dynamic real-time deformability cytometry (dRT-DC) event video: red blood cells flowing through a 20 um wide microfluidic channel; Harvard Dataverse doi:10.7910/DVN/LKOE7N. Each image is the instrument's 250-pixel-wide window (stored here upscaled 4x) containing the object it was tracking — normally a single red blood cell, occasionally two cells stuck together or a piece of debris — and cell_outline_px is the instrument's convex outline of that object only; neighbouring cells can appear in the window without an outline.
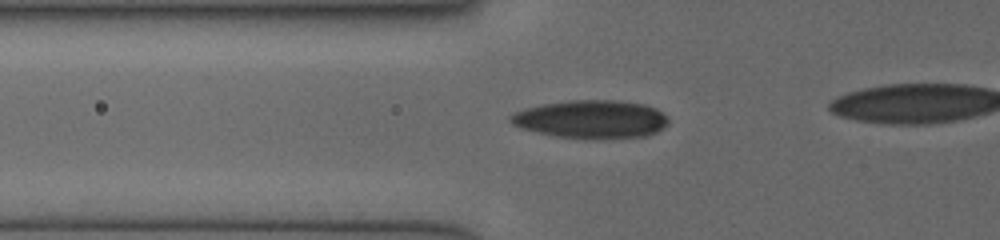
{"species": "human", "species_latin": "Homo sapiens", "temperature_condition": "cold", "stored_images_in_passage": 52, "camera_frame_rate_fps": 3000, "um_per_image_px": 0.085, "donor": {"sex": "female"}, "frame": {"image": 1, "passage_image": 3, "time_ms": 0.333, "image_size_px": [1000, 240], "cell_outline_px": [[668, 124], [664, 128], [656, 132], [644, 136], [556, 136], [536, 132], [520, 128], [512, 124], [508, 120], [508, 116], [524, 108], [544, 104], [568, 100], [612, 100], [644, 104], [656, 108], [668, 116]], "centroid_in_image_um": [50.23, 10.09], "position_along_channel_um": 75.6, "area_um2": 34.22}}
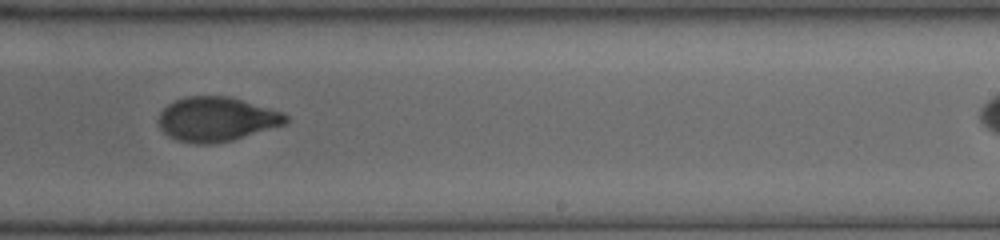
{"frame": {"image": 2, "passage_image": 30, "time_ms": 5.0, "image_size_px": [1000, 240], "cell_outline_px": [[288, 120], [284, 124], [232, 140], [212, 144], [196, 144], [176, 140], [168, 136], [160, 128], [156, 120], [160, 112], [168, 104], [176, 100], [188, 96], [228, 96], [280, 112], [288, 116]], "centroid_in_image_um": [18.33, 10.14], "position_along_channel_um": 270.7, "area_um2": 32.6}}
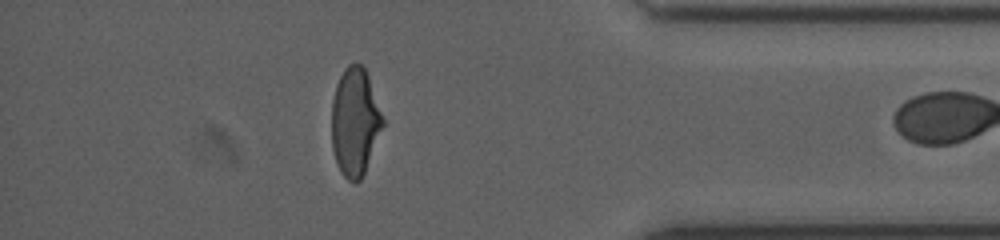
{"frame": {"image": 3, "passage_image": 50, "time_ms": 8.667, "image_size_px": [1000, 240], "cell_outline_px": [[384, 124], [364, 172], [360, 180], [348, 180], [344, 176], [336, 160], [332, 148], [332, 100], [336, 84], [344, 68], [348, 64], [360, 64], [364, 68], [368, 76], [384, 120]], "centroid_in_image_um": [30.16, 10.32], "position_along_channel_um": 405.0, "area_um2": 31.56}}